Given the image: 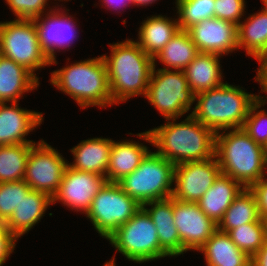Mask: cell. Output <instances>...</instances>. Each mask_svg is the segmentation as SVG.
Returning a JSON list of instances; mask_svg holds the SVG:
<instances>
[{
  "label": "cell",
  "instance_id": "6da1fadb",
  "mask_svg": "<svg viewBox=\"0 0 267 266\" xmlns=\"http://www.w3.org/2000/svg\"><path fill=\"white\" fill-rule=\"evenodd\" d=\"M176 120L167 119L166 124L136 136L158 148L156 152L175 165L215 156L216 133L213 130L191 114L180 123H175Z\"/></svg>",
  "mask_w": 267,
  "mask_h": 266
},
{
  "label": "cell",
  "instance_id": "7a4b0ae2",
  "mask_svg": "<svg viewBox=\"0 0 267 266\" xmlns=\"http://www.w3.org/2000/svg\"><path fill=\"white\" fill-rule=\"evenodd\" d=\"M110 56L102 55L106 64L113 104L147 92L154 59L130 39L109 44Z\"/></svg>",
  "mask_w": 267,
  "mask_h": 266
},
{
  "label": "cell",
  "instance_id": "3957f363",
  "mask_svg": "<svg viewBox=\"0 0 267 266\" xmlns=\"http://www.w3.org/2000/svg\"><path fill=\"white\" fill-rule=\"evenodd\" d=\"M226 131L217 132L215 138V157L221 174L249 188L267 175L263 146L256 143L243 128Z\"/></svg>",
  "mask_w": 267,
  "mask_h": 266
},
{
  "label": "cell",
  "instance_id": "277c9868",
  "mask_svg": "<svg viewBox=\"0 0 267 266\" xmlns=\"http://www.w3.org/2000/svg\"><path fill=\"white\" fill-rule=\"evenodd\" d=\"M239 87L223 83L197 93L196 106L190 114L215 133L242 128L251 106L265 96L249 94Z\"/></svg>",
  "mask_w": 267,
  "mask_h": 266
},
{
  "label": "cell",
  "instance_id": "5b68a950",
  "mask_svg": "<svg viewBox=\"0 0 267 266\" xmlns=\"http://www.w3.org/2000/svg\"><path fill=\"white\" fill-rule=\"evenodd\" d=\"M50 82L56 89L73 98L81 109L113 105L102 55L53 71Z\"/></svg>",
  "mask_w": 267,
  "mask_h": 266
},
{
  "label": "cell",
  "instance_id": "8992f818",
  "mask_svg": "<svg viewBox=\"0 0 267 266\" xmlns=\"http://www.w3.org/2000/svg\"><path fill=\"white\" fill-rule=\"evenodd\" d=\"M176 165L149 151L140 165L117 182L121 189L141 206L172 197Z\"/></svg>",
  "mask_w": 267,
  "mask_h": 266
},
{
  "label": "cell",
  "instance_id": "52a82bcc",
  "mask_svg": "<svg viewBox=\"0 0 267 266\" xmlns=\"http://www.w3.org/2000/svg\"><path fill=\"white\" fill-rule=\"evenodd\" d=\"M106 239L116 251L135 263L170 257L160 247L155 224L143 207Z\"/></svg>",
  "mask_w": 267,
  "mask_h": 266
},
{
  "label": "cell",
  "instance_id": "ba28073f",
  "mask_svg": "<svg viewBox=\"0 0 267 266\" xmlns=\"http://www.w3.org/2000/svg\"><path fill=\"white\" fill-rule=\"evenodd\" d=\"M151 73L145 98L167 119H179L189 112L195 101V94L189 88L183 70L157 69Z\"/></svg>",
  "mask_w": 267,
  "mask_h": 266
},
{
  "label": "cell",
  "instance_id": "9c48e42d",
  "mask_svg": "<svg viewBox=\"0 0 267 266\" xmlns=\"http://www.w3.org/2000/svg\"><path fill=\"white\" fill-rule=\"evenodd\" d=\"M0 55L34 73L51 65V60L42 51L34 20L17 19L0 22Z\"/></svg>",
  "mask_w": 267,
  "mask_h": 266
},
{
  "label": "cell",
  "instance_id": "30bf717a",
  "mask_svg": "<svg viewBox=\"0 0 267 266\" xmlns=\"http://www.w3.org/2000/svg\"><path fill=\"white\" fill-rule=\"evenodd\" d=\"M141 207L117 183L108 182L92 199L85 216L97 233L106 239L131 219Z\"/></svg>",
  "mask_w": 267,
  "mask_h": 266
},
{
  "label": "cell",
  "instance_id": "8fae6325",
  "mask_svg": "<svg viewBox=\"0 0 267 266\" xmlns=\"http://www.w3.org/2000/svg\"><path fill=\"white\" fill-rule=\"evenodd\" d=\"M37 143L30 149L24 180L32 190L53 197L60 187L68 162L44 140Z\"/></svg>",
  "mask_w": 267,
  "mask_h": 266
},
{
  "label": "cell",
  "instance_id": "7c38bea8",
  "mask_svg": "<svg viewBox=\"0 0 267 266\" xmlns=\"http://www.w3.org/2000/svg\"><path fill=\"white\" fill-rule=\"evenodd\" d=\"M220 174L215 156L176 165L172 198L180 202H197Z\"/></svg>",
  "mask_w": 267,
  "mask_h": 266
},
{
  "label": "cell",
  "instance_id": "4fadbf2b",
  "mask_svg": "<svg viewBox=\"0 0 267 266\" xmlns=\"http://www.w3.org/2000/svg\"><path fill=\"white\" fill-rule=\"evenodd\" d=\"M107 183L105 176L75 170L67 165L60 187L52 197L53 204L59 201L71 210L86 214L92 199Z\"/></svg>",
  "mask_w": 267,
  "mask_h": 266
},
{
  "label": "cell",
  "instance_id": "5bb4252c",
  "mask_svg": "<svg viewBox=\"0 0 267 266\" xmlns=\"http://www.w3.org/2000/svg\"><path fill=\"white\" fill-rule=\"evenodd\" d=\"M173 218L184 250H199L218 229L197 202H180L173 198Z\"/></svg>",
  "mask_w": 267,
  "mask_h": 266
},
{
  "label": "cell",
  "instance_id": "9a60e30c",
  "mask_svg": "<svg viewBox=\"0 0 267 266\" xmlns=\"http://www.w3.org/2000/svg\"><path fill=\"white\" fill-rule=\"evenodd\" d=\"M54 8L48 9L45 18L41 15L34 19L41 49L51 60V65L57 64L56 49L70 48L74 38L78 37L73 17L68 16L62 8L61 12L56 6Z\"/></svg>",
  "mask_w": 267,
  "mask_h": 266
},
{
  "label": "cell",
  "instance_id": "2e32d148",
  "mask_svg": "<svg viewBox=\"0 0 267 266\" xmlns=\"http://www.w3.org/2000/svg\"><path fill=\"white\" fill-rule=\"evenodd\" d=\"M187 31L199 52L223 56L238 50L234 23L213 17L192 25Z\"/></svg>",
  "mask_w": 267,
  "mask_h": 266
},
{
  "label": "cell",
  "instance_id": "e0dca14e",
  "mask_svg": "<svg viewBox=\"0 0 267 266\" xmlns=\"http://www.w3.org/2000/svg\"><path fill=\"white\" fill-rule=\"evenodd\" d=\"M42 112L19 108L17 102L0 103V146L35 144L25 136L42 124Z\"/></svg>",
  "mask_w": 267,
  "mask_h": 266
},
{
  "label": "cell",
  "instance_id": "ac0fdd59",
  "mask_svg": "<svg viewBox=\"0 0 267 266\" xmlns=\"http://www.w3.org/2000/svg\"><path fill=\"white\" fill-rule=\"evenodd\" d=\"M151 206V208L149 207ZM154 222L160 247L169 256L183 255L184 248L173 218V198L155 200L142 205ZM147 207V208H146Z\"/></svg>",
  "mask_w": 267,
  "mask_h": 266
},
{
  "label": "cell",
  "instance_id": "d6986e66",
  "mask_svg": "<svg viewBox=\"0 0 267 266\" xmlns=\"http://www.w3.org/2000/svg\"><path fill=\"white\" fill-rule=\"evenodd\" d=\"M53 200L45 192L31 190L23 195L18 207H15L10 218L5 222V227L18 239L26 234L44 216V212Z\"/></svg>",
  "mask_w": 267,
  "mask_h": 266
},
{
  "label": "cell",
  "instance_id": "ffe728a7",
  "mask_svg": "<svg viewBox=\"0 0 267 266\" xmlns=\"http://www.w3.org/2000/svg\"><path fill=\"white\" fill-rule=\"evenodd\" d=\"M39 84L25 67L0 55V103L19 102L23 93L37 89Z\"/></svg>",
  "mask_w": 267,
  "mask_h": 266
},
{
  "label": "cell",
  "instance_id": "44dd1931",
  "mask_svg": "<svg viewBox=\"0 0 267 266\" xmlns=\"http://www.w3.org/2000/svg\"><path fill=\"white\" fill-rule=\"evenodd\" d=\"M244 187L232 177L220 174L213 185L197 201L199 208L216 224Z\"/></svg>",
  "mask_w": 267,
  "mask_h": 266
},
{
  "label": "cell",
  "instance_id": "7402d4cb",
  "mask_svg": "<svg viewBox=\"0 0 267 266\" xmlns=\"http://www.w3.org/2000/svg\"><path fill=\"white\" fill-rule=\"evenodd\" d=\"M112 142L113 140L102 137L82 140L70 149L74 161L68 165L75 170L106 176Z\"/></svg>",
  "mask_w": 267,
  "mask_h": 266
},
{
  "label": "cell",
  "instance_id": "603a6c76",
  "mask_svg": "<svg viewBox=\"0 0 267 266\" xmlns=\"http://www.w3.org/2000/svg\"><path fill=\"white\" fill-rule=\"evenodd\" d=\"M207 266H252V258L241 251L227 232L217 229L198 250Z\"/></svg>",
  "mask_w": 267,
  "mask_h": 266
},
{
  "label": "cell",
  "instance_id": "cb8c5ba5",
  "mask_svg": "<svg viewBox=\"0 0 267 266\" xmlns=\"http://www.w3.org/2000/svg\"><path fill=\"white\" fill-rule=\"evenodd\" d=\"M148 148L143 143L139 144L132 140L119 142L113 140L105 176L107 181L117 183L123 177L132 173L150 151Z\"/></svg>",
  "mask_w": 267,
  "mask_h": 266
},
{
  "label": "cell",
  "instance_id": "d4e9b609",
  "mask_svg": "<svg viewBox=\"0 0 267 266\" xmlns=\"http://www.w3.org/2000/svg\"><path fill=\"white\" fill-rule=\"evenodd\" d=\"M220 57L222 56L200 52L183 70L189 88L195 95L224 83L222 81Z\"/></svg>",
  "mask_w": 267,
  "mask_h": 266
},
{
  "label": "cell",
  "instance_id": "484cf974",
  "mask_svg": "<svg viewBox=\"0 0 267 266\" xmlns=\"http://www.w3.org/2000/svg\"><path fill=\"white\" fill-rule=\"evenodd\" d=\"M180 29L177 19H169L163 15L147 17L139 28L135 41L149 56L154 57L173 38Z\"/></svg>",
  "mask_w": 267,
  "mask_h": 266
},
{
  "label": "cell",
  "instance_id": "4316f807",
  "mask_svg": "<svg viewBox=\"0 0 267 266\" xmlns=\"http://www.w3.org/2000/svg\"><path fill=\"white\" fill-rule=\"evenodd\" d=\"M243 22L237 25L238 49L257 59L267 52V12L262 9Z\"/></svg>",
  "mask_w": 267,
  "mask_h": 266
},
{
  "label": "cell",
  "instance_id": "83f0119b",
  "mask_svg": "<svg viewBox=\"0 0 267 266\" xmlns=\"http://www.w3.org/2000/svg\"><path fill=\"white\" fill-rule=\"evenodd\" d=\"M199 53L188 31L179 29L153 59L154 63L158 59L165 65L164 68L160 69L170 70L171 68V70H184Z\"/></svg>",
  "mask_w": 267,
  "mask_h": 266
},
{
  "label": "cell",
  "instance_id": "f1b7e54d",
  "mask_svg": "<svg viewBox=\"0 0 267 266\" xmlns=\"http://www.w3.org/2000/svg\"><path fill=\"white\" fill-rule=\"evenodd\" d=\"M261 218L254 194L249 188H244L224 213L218 229L228 233L231 229L259 221Z\"/></svg>",
  "mask_w": 267,
  "mask_h": 266
},
{
  "label": "cell",
  "instance_id": "f546056e",
  "mask_svg": "<svg viewBox=\"0 0 267 266\" xmlns=\"http://www.w3.org/2000/svg\"><path fill=\"white\" fill-rule=\"evenodd\" d=\"M34 144L0 146V183L23 180L29 152Z\"/></svg>",
  "mask_w": 267,
  "mask_h": 266
},
{
  "label": "cell",
  "instance_id": "4dcf8cb0",
  "mask_svg": "<svg viewBox=\"0 0 267 266\" xmlns=\"http://www.w3.org/2000/svg\"><path fill=\"white\" fill-rule=\"evenodd\" d=\"M231 240L251 258L262 248L265 242L262 218L253 223L242 224L228 232Z\"/></svg>",
  "mask_w": 267,
  "mask_h": 266
},
{
  "label": "cell",
  "instance_id": "1f68e13d",
  "mask_svg": "<svg viewBox=\"0 0 267 266\" xmlns=\"http://www.w3.org/2000/svg\"><path fill=\"white\" fill-rule=\"evenodd\" d=\"M215 0H176L178 24L181 30H187L192 25L215 17Z\"/></svg>",
  "mask_w": 267,
  "mask_h": 266
},
{
  "label": "cell",
  "instance_id": "d6a6232c",
  "mask_svg": "<svg viewBox=\"0 0 267 266\" xmlns=\"http://www.w3.org/2000/svg\"><path fill=\"white\" fill-rule=\"evenodd\" d=\"M32 189L25 180L0 183V219L5 223L18 207L23 195Z\"/></svg>",
  "mask_w": 267,
  "mask_h": 266
},
{
  "label": "cell",
  "instance_id": "836d02e7",
  "mask_svg": "<svg viewBox=\"0 0 267 266\" xmlns=\"http://www.w3.org/2000/svg\"><path fill=\"white\" fill-rule=\"evenodd\" d=\"M267 103L259 98L250 108L243 124V130L258 144L264 145L267 140V112L260 107ZM259 110V111H258ZM257 111V112H256Z\"/></svg>",
  "mask_w": 267,
  "mask_h": 266
},
{
  "label": "cell",
  "instance_id": "e575fe53",
  "mask_svg": "<svg viewBox=\"0 0 267 266\" xmlns=\"http://www.w3.org/2000/svg\"><path fill=\"white\" fill-rule=\"evenodd\" d=\"M17 19L34 20L44 14L48 0H5Z\"/></svg>",
  "mask_w": 267,
  "mask_h": 266
},
{
  "label": "cell",
  "instance_id": "d590c367",
  "mask_svg": "<svg viewBox=\"0 0 267 266\" xmlns=\"http://www.w3.org/2000/svg\"><path fill=\"white\" fill-rule=\"evenodd\" d=\"M245 0H215L214 14L216 18L238 25L244 16Z\"/></svg>",
  "mask_w": 267,
  "mask_h": 266
},
{
  "label": "cell",
  "instance_id": "8d00e7d4",
  "mask_svg": "<svg viewBox=\"0 0 267 266\" xmlns=\"http://www.w3.org/2000/svg\"><path fill=\"white\" fill-rule=\"evenodd\" d=\"M254 194L261 217H267V179L264 177L249 187Z\"/></svg>",
  "mask_w": 267,
  "mask_h": 266
},
{
  "label": "cell",
  "instance_id": "74e56055",
  "mask_svg": "<svg viewBox=\"0 0 267 266\" xmlns=\"http://www.w3.org/2000/svg\"><path fill=\"white\" fill-rule=\"evenodd\" d=\"M18 239L5 227L0 232V266H2L14 252Z\"/></svg>",
  "mask_w": 267,
  "mask_h": 266
},
{
  "label": "cell",
  "instance_id": "f35d334b",
  "mask_svg": "<svg viewBox=\"0 0 267 266\" xmlns=\"http://www.w3.org/2000/svg\"><path fill=\"white\" fill-rule=\"evenodd\" d=\"M256 60H258L260 67L257 69V76L254 79L261 85L260 92L267 93V52L260 55Z\"/></svg>",
  "mask_w": 267,
  "mask_h": 266
},
{
  "label": "cell",
  "instance_id": "ab89813d",
  "mask_svg": "<svg viewBox=\"0 0 267 266\" xmlns=\"http://www.w3.org/2000/svg\"><path fill=\"white\" fill-rule=\"evenodd\" d=\"M252 266H267V241L262 248L252 257Z\"/></svg>",
  "mask_w": 267,
  "mask_h": 266
},
{
  "label": "cell",
  "instance_id": "60d3db41",
  "mask_svg": "<svg viewBox=\"0 0 267 266\" xmlns=\"http://www.w3.org/2000/svg\"><path fill=\"white\" fill-rule=\"evenodd\" d=\"M105 7H108L109 9H113L117 11V9L122 10L121 8L128 7L129 4L132 5V0H102L101 1Z\"/></svg>",
  "mask_w": 267,
  "mask_h": 266
},
{
  "label": "cell",
  "instance_id": "b9f144b4",
  "mask_svg": "<svg viewBox=\"0 0 267 266\" xmlns=\"http://www.w3.org/2000/svg\"><path fill=\"white\" fill-rule=\"evenodd\" d=\"M157 0H132V4L137 6H147L148 4H152Z\"/></svg>",
  "mask_w": 267,
  "mask_h": 266
},
{
  "label": "cell",
  "instance_id": "7bdbcfd3",
  "mask_svg": "<svg viewBox=\"0 0 267 266\" xmlns=\"http://www.w3.org/2000/svg\"><path fill=\"white\" fill-rule=\"evenodd\" d=\"M264 224V233H265V240L267 241V217L262 218Z\"/></svg>",
  "mask_w": 267,
  "mask_h": 266
},
{
  "label": "cell",
  "instance_id": "ee69618b",
  "mask_svg": "<svg viewBox=\"0 0 267 266\" xmlns=\"http://www.w3.org/2000/svg\"><path fill=\"white\" fill-rule=\"evenodd\" d=\"M104 266H115V257L113 256L110 261L104 264Z\"/></svg>",
  "mask_w": 267,
  "mask_h": 266
},
{
  "label": "cell",
  "instance_id": "f6af8a7d",
  "mask_svg": "<svg viewBox=\"0 0 267 266\" xmlns=\"http://www.w3.org/2000/svg\"><path fill=\"white\" fill-rule=\"evenodd\" d=\"M263 150H264L265 157L267 159V140H266L265 144L263 145Z\"/></svg>",
  "mask_w": 267,
  "mask_h": 266
},
{
  "label": "cell",
  "instance_id": "bcb514c9",
  "mask_svg": "<svg viewBox=\"0 0 267 266\" xmlns=\"http://www.w3.org/2000/svg\"><path fill=\"white\" fill-rule=\"evenodd\" d=\"M5 228V223L0 219V232Z\"/></svg>",
  "mask_w": 267,
  "mask_h": 266
},
{
  "label": "cell",
  "instance_id": "7dc6e473",
  "mask_svg": "<svg viewBox=\"0 0 267 266\" xmlns=\"http://www.w3.org/2000/svg\"><path fill=\"white\" fill-rule=\"evenodd\" d=\"M264 4V10L267 12V0H261Z\"/></svg>",
  "mask_w": 267,
  "mask_h": 266
}]
</instances>
